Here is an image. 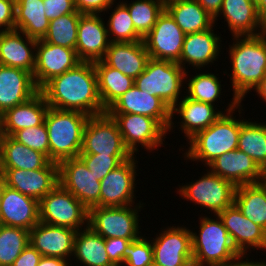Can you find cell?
I'll list each match as a JSON object with an SVG mask.
<instances>
[{"label":"cell","instance_id":"cell-16","mask_svg":"<svg viewBox=\"0 0 266 266\" xmlns=\"http://www.w3.org/2000/svg\"><path fill=\"white\" fill-rule=\"evenodd\" d=\"M136 158V155H133L101 180L100 207L135 204V191H137L135 190V183L136 175L138 174L136 170L138 161Z\"/></svg>","mask_w":266,"mask_h":266},{"label":"cell","instance_id":"cell-24","mask_svg":"<svg viewBox=\"0 0 266 266\" xmlns=\"http://www.w3.org/2000/svg\"><path fill=\"white\" fill-rule=\"evenodd\" d=\"M38 222L39 201L5 185L0 204V224L30 231Z\"/></svg>","mask_w":266,"mask_h":266},{"label":"cell","instance_id":"cell-13","mask_svg":"<svg viewBox=\"0 0 266 266\" xmlns=\"http://www.w3.org/2000/svg\"><path fill=\"white\" fill-rule=\"evenodd\" d=\"M158 234L156 233L155 238H151L154 264L158 266H193L190 229L184 225L168 226Z\"/></svg>","mask_w":266,"mask_h":266},{"label":"cell","instance_id":"cell-30","mask_svg":"<svg viewBox=\"0 0 266 266\" xmlns=\"http://www.w3.org/2000/svg\"><path fill=\"white\" fill-rule=\"evenodd\" d=\"M150 59L143 41L110 42L104 58L108 66L134 80L145 70Z\"/></svg>","mask_w":266,"mask_h":266},{"label":"cell","instance_id":"cell-29","mask_svg":"<svg viewBox=\"0 0 266 266\" xmlns=\"http://www.w3.org/2000/svg\"><path fill=\"white\" fill-rule=\"evenodd\" d=\"M223 15L232 37L257 36L260 33L261 21L257 5L251 0H223L214 23Z\"/></svg>","mask_w":266,"mask_h":266},{"label":"cell","instance_id":"cell-34","mask_svg":"<svg viewBox=\"0 0 266 266\" xmlns=\"http://www.w3.org/2000/svg\"><path fill=\"white\" fill-rule=\"evenodd\" d=\"M93 63L97 75L99 96L103 108L107 110L127 90L135 85V80L122 74L118 69L108 66L103 60Z\"/></svg>","mask_w":266,"mask_h":266},{"label":"cell","instance_id":"cell-32","mask_svg":"<svg viewBox=\"0 0 266 266\" xmlns=\"http://www.w3.org/2000/svg\"><path fill=\"white\" fill-rule=\"evenodd\" d=\"M165 10L186 35L216 26L214 18L196 0H170Z\"/></svg>","mask_w":266,"mask_h":266},{"label":"cell","instance_id":"cell-8","mask_svg":"<svg viewBox=\"0 0 266 266\" xmlns=\"http://www.w3.org/2000/svg\"><path fill=\"white\" fill-rule=\"evenodd\" d=\"M39 217L40 222L79 231L88 226L89 210L58 184L39 201Z\"/></svg>","mask_w":266,"mask_h":266},{"label":"cell","instance_id":"cell-23","mask_svg":"<svg viewBox=\"0 0 266 266\" xmlns=\"http://www.w3.org/2000/svg\"><path fill=\"white\" fill-rule=\"evenodd\" d=\"M75 229L38 222L29 231V243L42 255L71 261Z\"/></svg>","mask_w":266,"mask_h":266},{"label":"cell","instance_id":"cell-59","mask_svg":"<svg viewBox=\"0 0 266 266\" xmlns=\"http://www.w3.org/2000/svg\"><path fill=\"white\" fill-rule=\"evenodd\" d=\"M251 1L257 5L261 0H251Z\"/></svg>","mask_w":266,"mask_h":266},{"label":"cell","instance_id":"cell-47","mask_svg":"<svg viewBox=\"0 0 266 266\" xmlns=\"http://www.w3.org/2000/svg\"><path fill=\"white\" fill-rule=\"evenodd\" d=\"M47 19L53 20L76 11L74 0H43Z\"/></svg>","mask_w":266,"mask_h":266},{"label":"cell","instance_id":"cell-14","mask_svg":"<svg viewBox=\"0 0 266 266\" xmlns=\"http://www.w3.org/2000/svg\"><path fill=\"white\" fill-rule=\"evenodd\" d=\"M59 184L77 198L88 210L100 206L101 181L91 173L80 157L61 161Z\"/></svg>","mask_w":266,"mask_h":266},{"label":"cell","instance_id":"cell-40","mask_svg":"<svg viewBox=\"0 0 266 266\" xmlns=\"http://www.w3.org/2000/svg\"><path fill=\"white\" fill-rule=\"evenodd\" d=\"M219 77L215 75V73H209V72H199L196 73L194 76L192 75L191 78L187 81H185L186 86L183 95H186L188 98L199 101V102H204V103H209L214 106L215 101H218V99L221 97L222 93V86L219 81ZM189 82V83H187Z\"/></svg>","mask_w":266,"mask_h":266},{"label":"cell","instance_id":"cell-26","mask_svg":"<svg viewBox=\"0 0 266 266\" xmlns=\"http://www.w3.org/2000/svg\"><path fill=\"white\" fill-rule=\"evenodd\" d=\"M38 92L30 72L0 65V115L28 101Z\"/></svg>","mask_w":266,"mask_h":266},{"label":"cell","instance_id":"cell-7","mask_svg":"<svg viewBox=\"0 0 266 266\" xmlns=\"http://www.w3.org/2000/svg\"><path fill=\"white\" fill-rule=\"evenodd\" d=\"M141 203L116 207L94 206L89 209L88 226L104 239H138L143 235L139 231V212L144 207V203Z\"/></svg>","mask_w":266,"mask_h":266},{"label":"cell","instance_id":"cell-49","mask_svg":"<svg viewBox=\"0 0 266 266\" xmlns=\"http://www.w3.org/2000/svg\"><path fill=\"white\" fill-rule=\"evenodd\" d=\"M16 0H0V32L15 30Z\"/></svg>","mask_w":266,"mask_h":266},{"label":"cell","instance_id":"cell-11","mask_svg":"<svg viewBox=\"0 0 266 266\" xmlns=\"http://www.w3.org/2000/svg\"><path fill=\"white\" fill-rule=\"evenodd\" d=\"M80 154L133 156L124 145L116 121L107 112L89 117Z\"/></svg>","mask_w":266,"mask_h":266},{"label":"cell","instance_id":"cell-51","mask_svg":"<svg viewBox=\"0 0 266 266\" xmlns=\"http://www.w3.org/2000/svg\"><path fill=\"white\" fill-rule=\"evenodd\" d=\"M199 5L205 9L212 18H215L222 6L223 0H196Z\"/></svg>","mask_w":266,"mask_h":266},{"label":"cell","instance_id":"cell-17","mask_svg":"<svg viewBox=\"0 0 266 266\" xmlns=\"http://www.w3.org/2000/svg\"><path fill=\"white\" fill-rule=\"evenodd\" d=\"M5 185L40 201L59 184V165L50 161L35 170L0 169Z\"/></svg>","mask_w":266,"mask_h":266},{"label":"cell","instance_id":"cell-55","mask_svg":"<svg viewBox=\"0 0 266 266\" xmlns=\"http://www.w3.org/2000/svg\"><path fill=\"white\" fill-rule=\"evenodd\" d=\"M259 36L263 39V41L266 44V20H264L263 22H261Z\"/></svg>","mask_w":266,"mask_h":266},{"label":"cell","instance_id":"cell-5","mask_svg":"<svg viewBox=\"0 0 266 266\" xmlns=\"http://www.w3.org/2000/svg\"><path fill=\"white\" fill-rule=\"evenodd\" d=\"M235 110L224 113L207 129L198 132L188 142L185 160L201 161L207 167L226 152L238 148L241 119L233 116Z\"/></svg>","mask_w":266,"mask_h":266},{"label":"cell","instance_id":"cell-28","mask_svg":"<svg viewBox=\"0 0 266 266\" xmlns=\"http://www.w3.org/2000/svg\"><path fill=\"white\" fill-rule=\"evenodd\" d=\"M49 107L39 91L28 101L0 115V135L12 136L18 130L43 124Z\"/></svg>","mask_w":266,"mask_h":266},{"label":"cell","instance_id":"cell-52","mask_svg":"<svg viewBox=\"0 0 266 266\" xmlns=\"http://www.w3.org/2000/svg\"><path fill=\"white\" fill-rule=\"evenodd\" d=\"M70 263L68 260L61 258L42 256L38 266H72V263Z\"/></svg>","mask_w":266,"mask_h":266},{"label":"cell","instance_id":"cell-6","mask_svg":"<svg viewBox=\"0 0 266 266\" xmlns=\"http://www.w3.org/2000/svg\"><path fill=\"white\" fill-rule=\"evenodd\" d=\"M188 70L178 63L149 59L145 70L135 79V86L149 95L159 97L171 109L180 101ZM186 78V79H185Z\"/></svg>","mask_w":266,"mask_h":266},{"label":"cell","instance_id":"cell-9","mask_svg":"<svg viewBox=\"0 0 266 266\" xmlns=\"http://www.w3.org/2000/svg\"><path fill=\"white\" fill-rule=\"evenodd\" d=\"M176 189L177 194L179 193L183 199L205 207L214 215H218L234 203L236 186L209 170L195 182L186 183Z\"/></svg>","mask_w":266,"mask_h":266},{"label":"cell","instance_id":"cell-22","mask_svg":"<svg viewBox=\"0 0 266 266\" xmlns=\"http://www.w3.org/2000/svg\"><path fill=\"white\" fill-rule=\"evenodd\" d=\"M207 170L235 186L263 182L266 175L250 156L238 149L217 157L207 166Z\"/></svg>","mask_w":266,"mask_h":266},{"label":"cell","instance_id":"cell-15","mask_svg":"<svg viewBox=\"0 0 266 266\" xmlns=\"http://www.w3.org/2000/svg\"><path fill=\"white\" fill-rule=\"evenodd\" d=\"M185 35L164 9L151 31L143 38V42L151 59L178 63Z\"/></svg>","mask_w":266,"mask_h":266},{"label":"cell","instance_id":"cell-37","mask_svg":"<svg viewBox=\"0 0 266 266\" xmlns=\"http://www.w3.org/2000/svg\"><path fill=\"white\" fill-rule=\"evenodd\" d=\"M241 119L238 150L250 156L266 173V123Z\"/></svg>","mask_w":266,"mask_h":266},{"label":"cell","instance_id":"cell-48","mask_svg":"<svg viewBox=\"0 0 266 266\" xmlns=\"http://www.w3.org/2000/svg\"><path fill=\"white\" fill-rule=\"evenodd\" d=\"M136 239L107 238L105 239V248L110 261L115 266L123 265V253L127 245Z\"/></svg>","mask_w":266,"mask_h":266},{"label":"cell","instance_id":"cell-39","mask_svg":"<svg viewBox=\"0 0 266 266\" xmlns=\"http://www.w3.org/2000/svg\"><path fill=\"white\" fill-rule=\"evenodd\" d=\"M123 1L128 8L135 30L144 38L155 25L158 16L164 11L162 0H133Z\"/></svg>","mask_w":266,"mask_h":266},{"label":"cell","instance_id":"cell-44","mask_svg":"<svg viewBox=\"0 0 266 266\" xmlns=\"http://www.w3.org/2000/svg\"><path fill=\"white\" fill-rule=\"evenodd\" d=\"M12 137L32 150L42 152L50 160L49 137L45 123L18 130Z\"/></svg>","mask_w":266,"mask_h":266},{"label":"cell","instance_id":"cell-54","mask_svg":"<svg viewBox=\"0 0 266 266\" xmlns=\"http://www.w3.org/2000/svg\"><path fill=\"white\" fill-rule=\"evenodd\" d=\"M257 13L261 22L266 20V0H261L257 4Z\"/></svg>","mask_w":266,"mask_h":266},{"label":"cell","instance_id":"cell-4","mask_svg":"<svg viewBox=\"0 0 266 266\" xmlns=\"http://www.w3.org/2000/svg\"><path fill=\"white\" fill-rule=\"evenodd\" d=\"M89 115L76 110L49 107L45 116L50 146V161L79 157L83 143V131Z\"/></svg>","mask_w":266,"mask_h":266},{"label":"cell","instance_id":"cell-33","mask_svg":"<svg viewBox=\"0 0 266 266\" xmlns=\"http://www.w3.org/2000/svg\"><path fill=\"white\" fill-rule=\"evenodd\" d=\"M72 256L81 266H115L108 257L105 239L89 226L76 232Z\"/></svg>","mask_w":266,"mask_h":266},{"label":"cell","instance_id":"cell-57","mask_svg":"<svg viewBox=\"0 0 266 266\" xmlns=\"http://www.w3.org/2000/svg\"><path fill=\"white\" fill-rule=\"evenodd\" d=\"M4 186H5L4 178H3V175H2V173L0 171V204H1L2 194H3V191H4Z\"/></svg>","mask_w":266,"mask_h":266},{"label":"cell","instance_id":"cell-21","mask_svg":"<svg viewBox=\"0 0 266 266\" xmlns=\"http://www.w3.org/2000/svg\"><path fill=\"white\" fill-rule=\"evenodd\" d=\"M101 15L82 14L78 23L76 53L83 62L102 60L109 47L107 25Z\"/></svg>","mask_w":266,"mask_h":266},{"label":"cell","instance_id":"cell-46","mask_svg":"<svg viewBox=\"0 0 266 266\" xmlns=\"http://www.w3.org/2000/svg\"><path fill=\"white\" fill-rule=\"evenodd\" d=\"M116 0H74L76 10L81 14L103 15L109 12ZM109 9V10H108Z\"/></svg>","mask_w":266,"mask_h":266},{"label":"cell","instance_id":"cell-3","mask_svg":"<svg viewBox=\"0 0 266 266\" xmlns=\"http://www.w3.org/2000/svg\"><path fill=\"white\" fill-rule=\"evenodd\" d=\"M213 217H199V233L190 230L193 266H236L245 261L219 215Z\"/></svg>","mask_w":266,"mask_h":266},{"label":"cell","instance_id":"cell-1","mask_svg":"<svg viewBox=\"0 0 266 266\" xmlns=\"http://www.w3.org/2000/svg\"><path fill=\"white\" fill-rule=\"evenodd\" d=\"M39 91L51 108L76 110L89 116L106 112L99 96L93 62L82 61L48 81Z\"/></svg>","mask_w":266,"mask_h":266},{"label":"cell","instance_id":"cell-42","mask_svg":"<svg viewBox=\"0 0 266 266\" xmlns=\"http://www.w3.org/2000/svg\"><path fill=\"white\" fill-rule=\"evenodd\" d=\"M28 244V230L0 224V266H11Z\"/></svg>","mask_w":266,"mask_h":266},{"label":"cell","instance_id":"cell-45","mask_svg":"<svg viewBox=\"0 0 266 266\" xmlns=\"http://www.w3.org/2000/svg\"><path fill=\"white\" fill-rule=\"evenodd\" d=\"M87 168L101 181L110 171L132 156H108L100 154H79Z\"/></svg>","mask_w":266,"mask_h":266},{"label":"cell","instance_id":"cell-31","mask_svg":"<svg viewBox=\"0 0 266 266\" xmlns=\"http://www.w3.org/2000/svg\"><path fill=\"white\" fill-rule=\"evenodd\" d=\"M49 162L42 152L30 149L12 136L0 135V169L35 170Z\"/></svg>","mask_w":266,"mask_h":266},{"label":"cell","instance_id":"cell-38","mask_svg":"<svg viewBox=\"0 0 266 266\" xmlns=\"http://www.w3.org/2000/svg\"><path fill=\"white\" fill-rule=\"evenodd\" d=\"M82 14L77 10L74 13L62 15L50 20L48 30L43 41L75 50L78 34L79 18Z\"/></svg>","mask_w":266,"mask_h":266},{"label":"cell","instance_id":"cell-58","mask_svg":"<svg viewBox=\"0 0 266 266\" xmlns=\"http://www.w3.org/2000/svg\"><path fill=\"white\" fill-rule=\"evenodd\" d=\"M260 261V262H259ZM259 261H255L259 266H266V262H265V260H259Z\"/></svg>","mask_w":266,"mask_h":266},{"label":"cell","instance_id":"cell-27","mask_svg":"<svg viewBox=\"0 0 266 266\" xmlns=\"http://www.w3.org/2000/svg\"><path fill=\"white\" fill-rule=\"evenodd\" d=\"M37 39L18 30L0 32V65L19 68L33 75Z\"/></svg>","mask_w":266,"mask_h":266},{"label":"cell","instance_id":"cell-12","mask_svg":"<svg viewBox=\"0 0 266 266\" xmlns=\"http://www.w3.org/2000/svg\"><path fill=\"white\" fill-rule=\"evenodd\" d=\"M116 121L125 147L132 155L138 153V146L148 152L164 145L168 133L155 119L137 114L108 113Z\"/></svg>","mask_w":266,"mask_h":266},{"label":"cell","instance_id":"cell-25","mask_svg":"<svg viewBox=\"0 0 266 266\" xmlns=\"http://www.w3.org/2000/svg\"><path fill=\"white\" fill-rule=\"evenodd\" d=\"M221 36L216 34L213 27L192 34L185 35L183 49L178 64L186 70L191 65L195 71H200L208 64H214L220 56ZM187 64V67H185Z\"/></svg>","mask_w":266,"mask_h":266},{"label":"cell","instance_id":"cell-56","mask_svg":"<svg viewBox=\"0 0 266 266\" xmlns=\"http://www.w3.org/2000/svg\"><path fill=\"white\" fill-rule=\"evenodd\" d=\"M236 266H259V265L254 260L250 261V259L248 260V257H246L245 261L241 262Z\"/></svg>","mask_w":266,"mask_h":266},{"label":"cell","instance_id":"cell-41","mask_svg":"<svg viewBox=\"0 0 266 266\" xmlns=\"http://www.w3.org/2000/svg\"><path fill=\"white\" fill-rule=\"evenodd\" d=\"M119 3L115 4L106 24L110 42L143 41V37L135 30L128 8L121 0Z\"/></svg>","mask_w":266,"mask_h":266},{"label":"cell","instance_id":"cell-2","mask_svg":"<svg viewBox=\"0 0 266 266\" xmlns=\"http://www.w3.org/2000/svg\"><path fill=\"white\" fill-rule=\"evenodd\" d=\"M232 40L228 48L232 73L228 76L233 97L242 103L266 74V44L259 35L232 37Z\"/></svg>","mask_w":266,"mask_h":266},{"label":"cell","instance_id":"cell-19","mask_svg":"<svg viewBox=\"0 0 266 266\" xmlns=\"http://www.w3.org/2000/svg\"><path fill=\"white\" fill-rule=\"evenodd\" d=\"M237 251L245 258L248 249L266 251V231L246 218L233 203L219 214ZM246 255V256H245Z\"/></svg>","mask_w":266,"mask_h":266},{"label":"cell","instance_id":"cell-10","mask_svg":"<svg viewBox=\"0 0 266 266\" xmlns=\"http://www.w3.org/2000/svg\"><path fill=\"white\" fill-rule=\"evenodd\" d=\"M181 97L182 99L171 109V124L167 132H171L173 128L176 127L174 126L176 124L173 118L177 113L182 119L177 122L178 124L180 123V125L177 126H180L179 129L184 133V138H187V143L198 132L207 129L224 113L236 109H238L239 114L244 111L242 109L243 105H241V102L236 97L232 98L230 104L228 103V107L224 111L217 109L216 106L209 103L195 101L187 96Z\"/></svg>","mask_w":266,"mask_h":266},{"label":"cell","instance_id":"cell-60","mask_svg":"<svg viewBox=\"0 0 266 266\" xmlns=\"http://www.w3.org/2000/svg\"><path fill=\"white\" fill-rule=\"evenodd\" d=\"M263 182L266 184V175H265V178H264Z\"/></svg>","mask_w":266,"mask_h":266},{"label":"cell","instance_id":"cell-36","mask_svg":"<svg viewBox=\"0 0 266 266\" xmlns=\"http://www.w3.org/2000/svg\"><path fill=\"white\" fill-rule=\"evenodd\" d=\"M234 204L241 213L266 231V184L236 186Z\"/></svg>","mask_w":266,"mask_h":266},{"label":"cell","instance_id":"cell-20","mask_svg":"<svg viewBox=\"0 0 266 266\" xmlns=\"http://www.w3.org/2000/svg\"><path fill=\"white\" fill-rule=\"evenodd\" d=\"M148 93V91H143L134 85L106 112L145 115L155 119L167 131L171 124V108L159 97Z\"/></svg>","mask_w":266,"mask_h":266},{"label":"cell","instance_id":"cell-43","mask_svg":"<svg viewBox=\"0 0 266 266\" xmlns=\"http://www.w3.org/2000/svg\"><path fill=\"white\" fill-rule=\"evenodd\" d=\"M131 241L123 253L122 266H149L153 264V248L151 240L144 237Z\"/></svg>","mask_w":266,"mask_h":266},{"label":"cell","instance_id":"cell-50","mask_svg":"<svg viewBox=\"0 0 266 266\" xmlns=\"http://www.w3.org/2000/svg\"><path fill=\"white\" fill-rule=\"evenodd\" d=\"M42 255L29 243L11 266H38Z\"/></svg>","mask_w":266,"mask_h":266},{"label":"cell","instance_id":"cell-35","mask_svg":"<svg viewBox=\"0 0 266 266\" xmlns=\"http://www.w3.org/2000/svg\"><path fill=\"white\" fill-rule=\"evenodd\" d=\"M49 22L43 0H16L15 30L38 40L45 36Z\"/></svg>","mask_w":266,"mask_h":266},{"label":"cell","instance_id":"cell-53","mask_svg":"<svg viewBox=\"0 0 266 266\" xmlns=\"http://www.w3.org/2000/svg\"><path fill=\"white\" fill-rule=\"evenodd\" d=\"M255 91L260 99H262L263 101H265L266 103V74L265 76L261 79V81L254 87Z\"/></svg>","mask_w":266,"mask_h":266},{"label":"cell","instance_id":"cell-18","mask_svg":"<svg viewBox=\"0 0 266 266\" xmlns=\"http://www.w3.org/2000/svg\"><path fill=\"white\" fill-rule=\"evenodd\" d=\"M81 62L76 50L38 39L33 71L36 86L40 90L48 81L75 68Z\"/></svg>","mask_w":266,"mask_h":266}]
</instances>
